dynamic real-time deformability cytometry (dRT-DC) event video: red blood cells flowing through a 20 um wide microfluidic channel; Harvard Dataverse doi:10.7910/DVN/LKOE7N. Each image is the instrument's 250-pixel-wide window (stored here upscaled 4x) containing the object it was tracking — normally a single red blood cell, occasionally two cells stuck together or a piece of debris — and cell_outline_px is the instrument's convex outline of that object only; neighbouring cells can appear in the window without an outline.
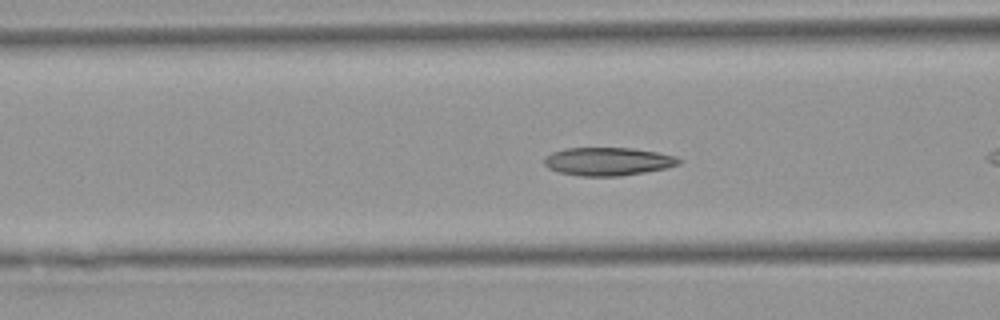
{"species": "Egyptian fruit bat (a non-hibernating species)", "species_latin": "Rousettus aegyptiacus", "temperature_condition": "warm", "stored_images_in_passage": 46, "camera_frame_rate_fps": 3000, "um_per_image_px": 0.085, "animal": {"sex": "female"}, "frame": {"image": 1, "passage_image": 13, "time_ms": 4.0, "image_size_px": [1000, 320], "cell_outline_px": [[684, 160], [680, 164], [664, 168], [644, 172], [620, 176], [580, 176], [556, 172], [548, 168], [544, 164], [544, 156], [552, 152], [564, 148], [632, 148], [656, 152], [676, 156]], "centroid_in_image_um": [51.64, 13.72], "position_along_channel_um": 115.0, "area_um2": 22.25}}
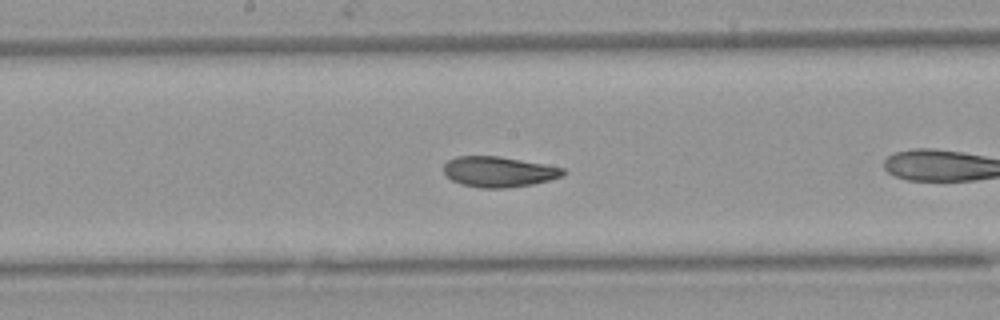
{"frame": {"image": 2, "passage_image": 20, "time_ms": 6.333, "image_size_px": [1000, 320], "cell_outline_px": [[568, 172], [560, 176], [548, 180], [532, 184], [504, 188], [480, 188], [460, 184], [444, 176], [444, 164], [448, 160], [456, 156], [500, 156], [544, 164], [564, 168]], "centroid_in_image_um": [42.35, 14.59], "position_along_channel_um": 205.8, "area_um2": 21.27}}
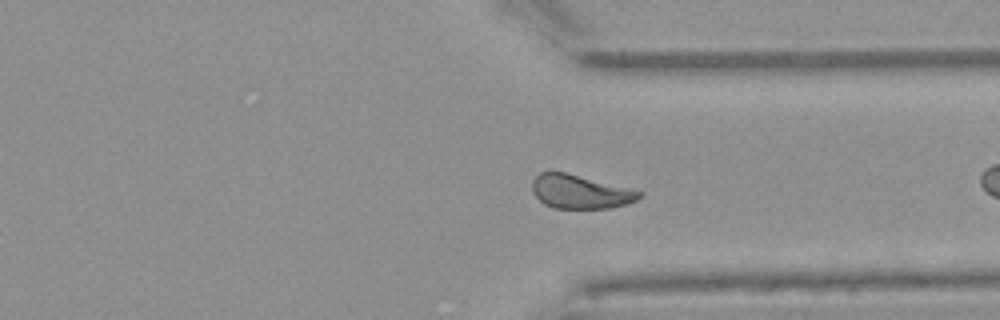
{"frame": {"image": 3, "passage_image": 32, "time_ms": 10.333, "image_size_px": [1000, 320], "cell_outline_px": [[644, 192], [636, 200], [624, 204], [608, 208], [552, 208], [544, 204], [532, 192], [532, 180], [540, 172], [564, 172]], "centroid_in_image_um": [49.27, 16.3], "position_along_channel_um": 362.1, "area_um2": 20.69}, "authors_computed_cell_mechanics": {"area_um2": 21.9351, "velocity_mm_per_s": 3.9008, "shape_relaxation_time_tau1_ms": 6.104, "shape_relaxation_time_tau2_ms": 2.2499, "deformation_change_tau1": 0.1691, "deformation_change_tau2": 0.0811}}